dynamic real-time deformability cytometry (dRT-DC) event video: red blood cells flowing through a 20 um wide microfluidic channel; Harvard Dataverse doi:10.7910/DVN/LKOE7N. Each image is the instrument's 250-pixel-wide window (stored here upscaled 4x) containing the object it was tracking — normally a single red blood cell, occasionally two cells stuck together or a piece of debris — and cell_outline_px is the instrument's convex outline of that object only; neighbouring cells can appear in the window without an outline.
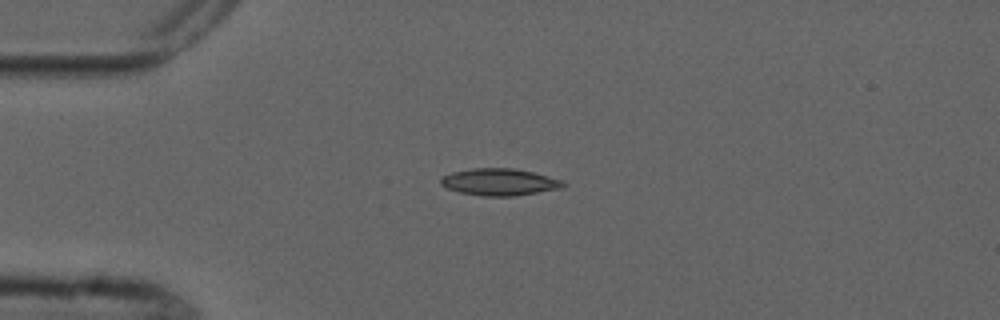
{"species": "common noctule bat (a hibernating species)", "species_latin": "Nyctalus noctula", "temperature_condition": "cold", "stored_images_in_passage": 9, "camera_frame_rate_fps": 3000, "um_per_image_px": 0.085, "animal": {"sex": "male", "forearm_length_mm": 52.5}, "frame": {"image": 1, "passage_image": 3, "time_ms": 2.333, "image_size_px": [1000, 320], "cell_outline_px": [[568, 184], [564, 188], [516, 196], [484, 196], [460, 192], [448, 188], [440, 184], [440, 180], [444, 176], [452, 172], [472, 168], [516, 168], [564, 180]], "centroid_in_image_um": [42.53, 15.47], "position_along_channel_um": 42.5, "area_um2": 19.36}}
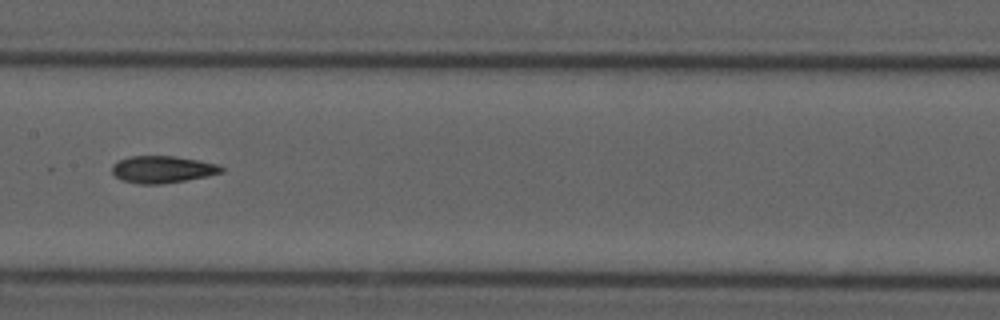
{"frame": {"image": 2, "passage_image": 7, "time_ms": 7.0, "image_size_px": [1000, 320], "cell_outline_px": [[224, 172], [208, 176], [160, 184], [136, 184], [120, 180], [112, 172], [112, 164], [128, 156], [176, 156], [216, 164], [224, 168]], "centroid_in_image_um": [13.78, 14.4], "position_along_channel_um": 193.6, "area_um2": 17.22}}
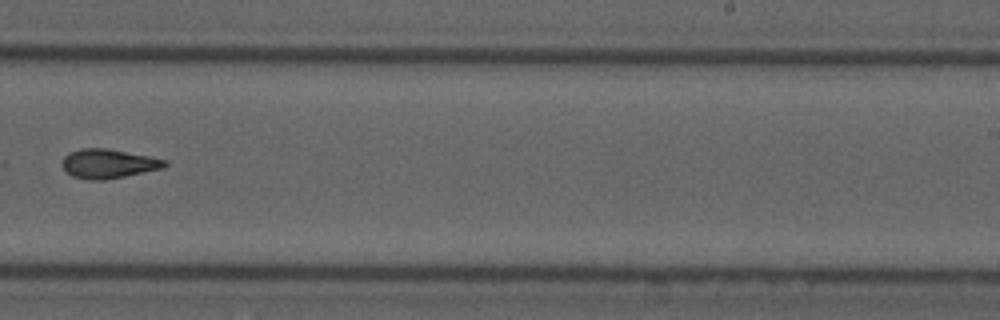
{"frame": {"image": 3, "passage_image": 9, "time_ms": 9.333, "image_size_px": [1000, 320], "cell_outline_px": [[168, 164], [164, 168], [104, 180], [88, 180], [72, 176], [60, 164], [64, 156], [68, 152], [80, 148], [104, 148], [148, 156], [168, 160]], "centroid_in_image_um": [9.19, 13.91], "position_along_channel_um": 279.8, "area_um2": 17.46}}